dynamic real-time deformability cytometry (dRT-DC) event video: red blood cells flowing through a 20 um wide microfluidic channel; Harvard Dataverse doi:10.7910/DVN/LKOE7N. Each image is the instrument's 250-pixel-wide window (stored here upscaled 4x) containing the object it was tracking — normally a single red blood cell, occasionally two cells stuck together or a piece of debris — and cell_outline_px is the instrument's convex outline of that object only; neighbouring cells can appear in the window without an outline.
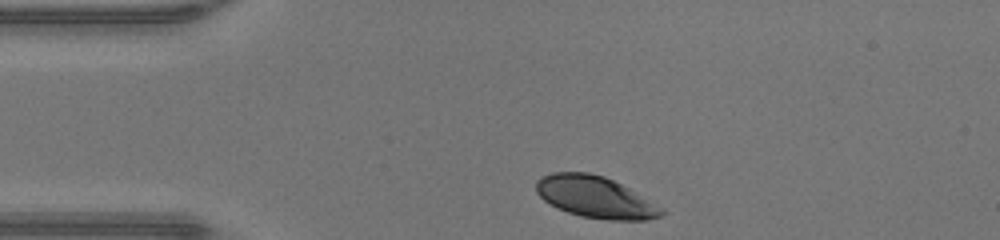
{"species": "human", "species_latin": "Homo sapiens", "temperature_condition": "warm", "stored_images_in_passage": 30, "camera_frame_rate_fps": 3000, "um_per_image_px": 0.085, "donor": {"sex": "male"}, "frame": {"image": 1, "passage_image": 1, "time_ms": 0.0, "image_size_px": [1000, 240], "cell_outline_px": [[664, 212], [660, 216], [648, 220], [608, 220], [580, 216], [556, 208], [544, 200], [536, 192], [536, 180], [540, 176], [552, 172], [588, 172], [604, 176], [628, 188], [664, 208]], "centroid_in_image_um": [50.57, 16.75], "position_along_channel_um": 34.4, "area_um2": 30.4}}
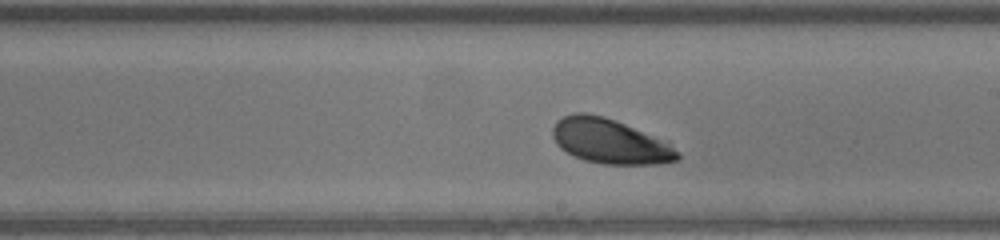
{"frame": {"image": 2, "passage_image": 18, "time_ms": 5.667, "image_size_px": [1000, 240], "cell_outline_px": [[680, 160], [660, 164], [604, 164], [584, 160], [560, 148], [556, 144], [552, 136], [552, 128], [556, 120], [564, 116], [576, 112], [588, 112], [604, 116], [624, 124], [668, 144], [680, 152]], "centroid_in_image_um": [51.79, 12.01], "position_along_channel_um": 237.2, "area_um2": 32.19}}
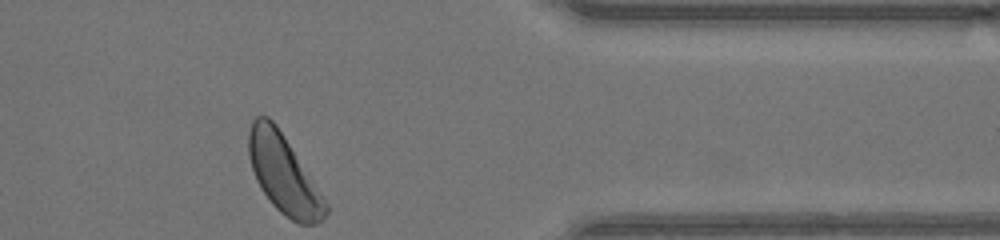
{"frame": {"image": 3, "passage_image": 30, "time_ms": 9.667, "image_size_px": [1000, 240], "cell_outline_px": [[328, 212], [324, 220], [316, 224], [300, 224], [284, 216], [272, 204], [260, 188], [256, 180], [248, 156], [248, 132], [252, 120], [256, 116], [268, 116], [276, 124], [328, 204]], "centroid_in_image_um": [24.09, 14.82], "position_along_channel_um": 387.3, "area_um2": 34.97}, "authors_computed_cell_mechanics": {"area_um2": 32.4547, "velocity_mm_per_s": 4.2887, "shape_relaxation_time_tau1_ms": 0.693, "shape_relaxation_time_tau2_ms": null, "deformation_change_tau1": 0.0797, "deformation_change_tau2": null}}